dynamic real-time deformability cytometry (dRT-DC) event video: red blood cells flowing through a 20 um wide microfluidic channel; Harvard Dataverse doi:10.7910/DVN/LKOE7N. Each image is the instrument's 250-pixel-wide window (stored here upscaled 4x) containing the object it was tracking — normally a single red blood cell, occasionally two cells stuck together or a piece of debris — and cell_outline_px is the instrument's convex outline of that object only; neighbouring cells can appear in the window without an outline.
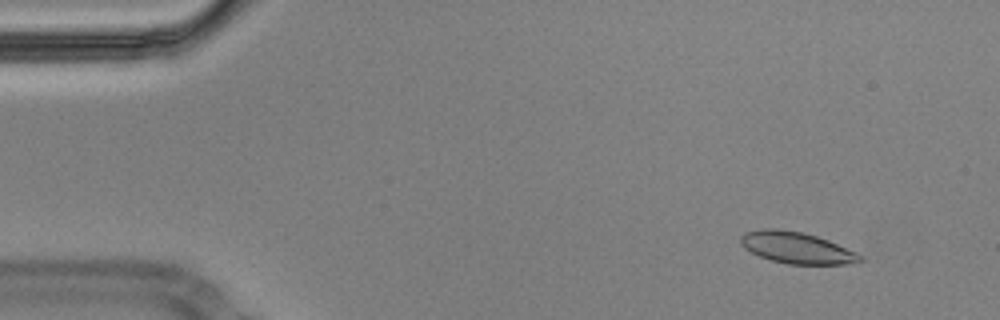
{"species": "Egyptian fruit bat (a non-hibernating species)", "species_latin": "Rousettus aegyptiacus", "temperature_condition": "cold", "stored_images_in_passage": 56, "camera_frame_rate_fps": 3000, "um_per_image_px": 0.085, "animal": {"sex": "male"}, "frame": {"image": 1, "passage_image": 5, "time_ms": 1.333, "image_size_px": [1000, 320], "cell_outline_px": [[864, 260], [848, 264], [788, 264], [772, 260], [760, 256], [744, 248], [740, 244], [740, 236], [744, 232], [764, 228], [776, 228], [800, 232], [816, 236], [828, 240], [856, 252], [864, 256]], "centroid_in_image_um": [67.71, 21.06], "position_along_channel_um": 17.3, "area_um2": 21.85}}
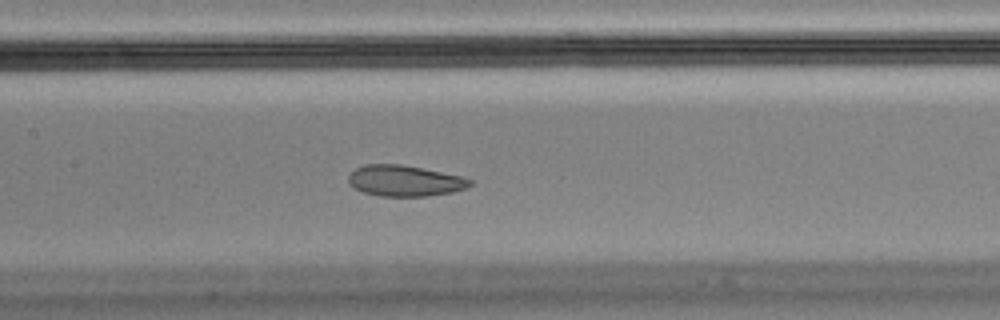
{"frame": {"image": 2, "passage_image": 26, "time_ms": 8.333, "image_size_px": [1000, 320], "cell_outline_px": [[472, 184], [464, 188], [452, 192], [428, 196], [380, 196], [364, 192], [348, 184], [348, 176], [356, 168], [364, 164], [400, 164], [464, 176], [472, 180]], "centroid_in_image_um": [34.4, 15.36], "position_along_channel_um": 173.0, "area_um2": 21.91}}
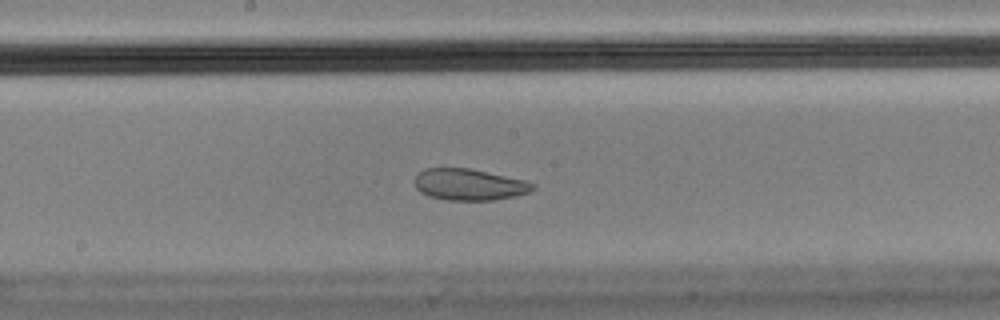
{"frame": {"image": 3, "passage_image": 29, "time_ms": 9.333, "image_size_px": [1000, 320], "cell_outline_px": [[536, 188], [528, 192], [516, 196], [492, 200], [444, 200], [428, 196], [420, 192], [416, 188], [416, 176], [424, 168], [468, 168], [524, 180], [536, 184]], "centroid_in_image_um": [39.88, 15.69], "position_along_channel_um": 208.3, "area_um2": 21.56}, "authors_computed_cell_mechanics": {"area_um2": 22.8888, "velocity_mm_per_s": 3.5542, "shape_relaxation_time_tau1_ms": null, "shape_relaxation_time_tau2_ms": 1.3147, "deformation_change_tau1": null, "deformation_change_tau2": 0.0422}}